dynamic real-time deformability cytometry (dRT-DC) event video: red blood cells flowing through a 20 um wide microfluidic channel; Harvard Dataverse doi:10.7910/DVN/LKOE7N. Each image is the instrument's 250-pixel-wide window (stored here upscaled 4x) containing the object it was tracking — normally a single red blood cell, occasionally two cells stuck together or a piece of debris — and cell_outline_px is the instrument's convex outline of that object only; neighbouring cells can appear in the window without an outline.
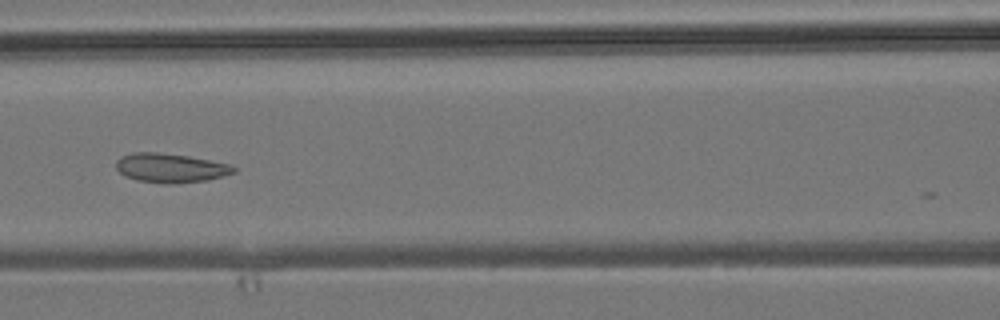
{"species": "common noctule bat (a hibernating species)", "species_latin": "Nyctalus noctula", "temperature_condition": "room temperature", "stored_images_in_passage": 8, "camera_frame_rate_fps": 3000, "um_per_image_px": 0.085, "animal": {"sex": "male", "body_mass_g": 19.2, "forearm_length_mm": 51.8}, "frame": {"image": 1, "passage_image": 7, "time_ms": 7.333, "image_size_px": [1000, 320], "cell_outline_px": [[236, 172], [224, 176], [208, 180], [176, 184], [168, 184], [136, 180], [124, 176], [116, 168], [116, 160], [120, 156], [132, 152], [156, 152], [188, 156], [232, 164], [236, 168]], "centroid_in_image_um": [14.5, 14.28], "position_along_channel_um": 152.1, "area_um2": 20.29}}
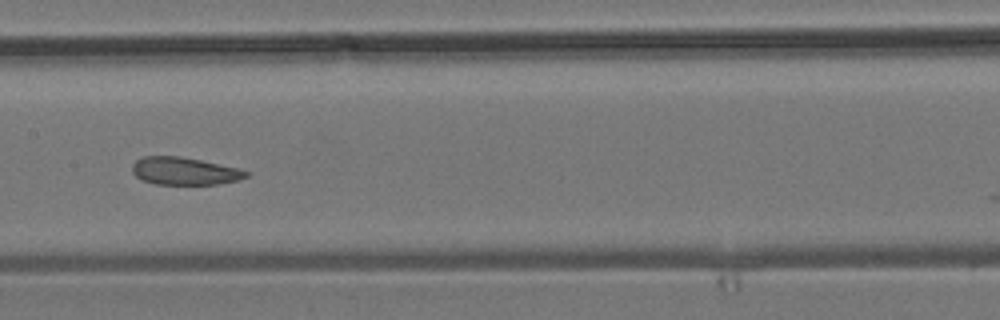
{"frame": {"image": 2, "passage_image": 8, "time_ms": 8.333, "image_size_px": [1000, 320], "cell_outline_px": [[252, 172], [248, 176], [236, 180], [216, 184], [156, 184], [140, 180], [132, 172], [132, 164], [136, 160], [144, 156], [180, 156], [200, 160], [236, 168]], "centroid_in_image_um": [15.64, 14.54], "position_along_channel_um": 191.8, "area_um2": 18.21}}